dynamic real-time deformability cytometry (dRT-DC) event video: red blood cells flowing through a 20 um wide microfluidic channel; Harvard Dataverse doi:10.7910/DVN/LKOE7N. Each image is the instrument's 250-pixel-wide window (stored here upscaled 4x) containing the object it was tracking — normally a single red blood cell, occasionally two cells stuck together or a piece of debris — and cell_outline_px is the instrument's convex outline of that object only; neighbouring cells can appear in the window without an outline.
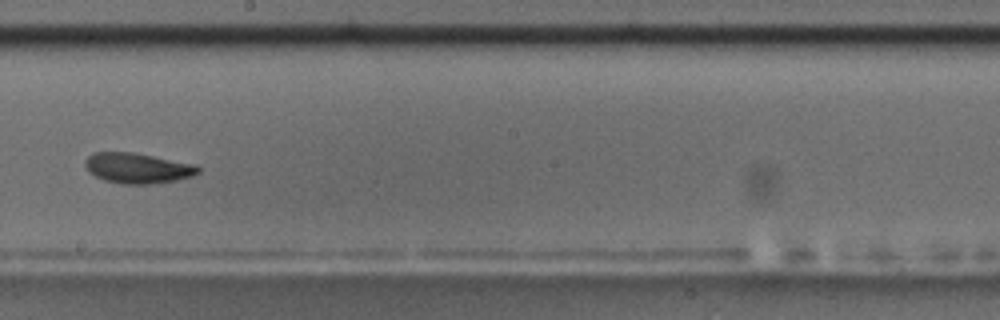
{"species": "common noctule bat (a hibernating species)", "species_latin": "Nyctalus noctula", "temperature_condition": "room temperature", "stored_images_in_passage": 12, "camera_frame_rate_fps": 3000, "um_per_image_px": 0.085, "animal": {"sex": "male", "body_mass_g": 17.5, "forearm_length_mm": 52.3}, "frame": {"image": 1, "passage_image": 6, "time_ms": 5.667, "image_size_px": [1000, 320], "cell_outline_px": [[200, 172], [192, 176], [176, 180], [152, 184], [124, 184], [104, 180], [88, 172], [84, 164], [84, 160], [92, 152], [132, 152], [196, 164], [200, 168]], "centroid_in_image_um": [11.68, 14.28], "position_along_channel_um": 236.5, "area_um2": 20.11}, "authors_computed_cell_mechanics": {"area_um2": 19.8543, "velocity_mm_per_s": 3.657, "shape_relaxation_time_tau1_ms": 2.1689, "shape_relaxation_time_tau2_ms": 1.4801, "deformation_change_tau1": 0.0837, "deformation_change_tau2": 0.0711}}